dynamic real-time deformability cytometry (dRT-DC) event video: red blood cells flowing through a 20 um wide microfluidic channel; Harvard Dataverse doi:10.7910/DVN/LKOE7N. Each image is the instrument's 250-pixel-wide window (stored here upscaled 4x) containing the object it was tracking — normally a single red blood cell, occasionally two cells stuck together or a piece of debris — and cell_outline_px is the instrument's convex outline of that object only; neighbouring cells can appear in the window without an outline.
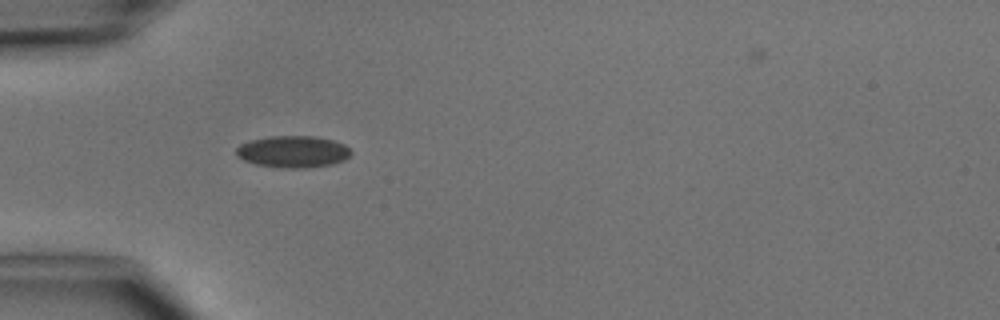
{"species": "common noctule bat (a hibernating species)", "species_latin": "Nyctalus noctula", "temperature_condition": "cold", "stored_images_in_passage": 1, "camera_frame_rate_fps": 3000, "um_per_image_px": 0.085, "animal": {"sex": "male", "body_mass_g": 15.6}, "frame": {"image": 1, "passage_image": 1, "time_ms": 0.0, "image_size_px": [1000, 320], "cell_outline_px": [[352, 152], [344, 160], [332, 164], [308, 168], [284, 168], [256, 164], [244, 160], [236, 156], [236, 148], [240, 144], [252, 140], [272, 136], [316, 136], [332, 140], [344, 144]], "centroid_in_image_um": [24.9, 12.89], "position_along_channel_um": 60.1, "area_um2": 21.21}}